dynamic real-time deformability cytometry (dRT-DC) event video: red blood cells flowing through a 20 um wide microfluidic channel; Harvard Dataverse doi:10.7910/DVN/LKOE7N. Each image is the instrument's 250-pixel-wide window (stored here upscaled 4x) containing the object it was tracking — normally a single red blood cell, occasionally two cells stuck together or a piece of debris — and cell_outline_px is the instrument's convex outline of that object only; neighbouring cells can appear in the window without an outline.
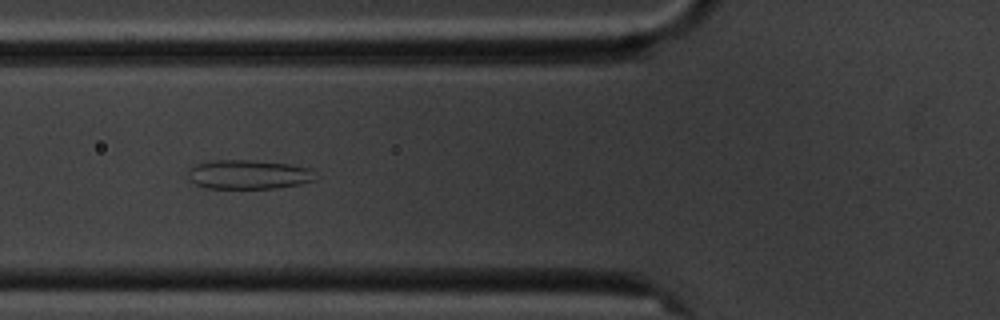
{"species": "common noctule bat (a hibernating species)", "species_latin": "Nyctalus noctula", "temperature_condition": "cold", "stored_images_in_passage": 6, "camera_frame_rate_fps": 3000, "um_per_image_px": 0.085, "animal": {"sex": "male", "body_mass_g": 20.1, "forearm_length_mm": 53.5}, "frame": {"image": 1, "passage_image": 6, "time_ms": 5.667, "image_size_px": [1000, 320], "cell_outline_px": [[320, 176], [316, 180], [300, 184], [276, 188], [208, 188], [196, 184], [188, 180], [188, 168], [196, 164], [212, 160], [252, 160], [288, 164], [308, 168]], "centroid_in_image_um": [21.13, 14.83], "position_along_channel_um": 104.7, "area_um2": 21.85}}